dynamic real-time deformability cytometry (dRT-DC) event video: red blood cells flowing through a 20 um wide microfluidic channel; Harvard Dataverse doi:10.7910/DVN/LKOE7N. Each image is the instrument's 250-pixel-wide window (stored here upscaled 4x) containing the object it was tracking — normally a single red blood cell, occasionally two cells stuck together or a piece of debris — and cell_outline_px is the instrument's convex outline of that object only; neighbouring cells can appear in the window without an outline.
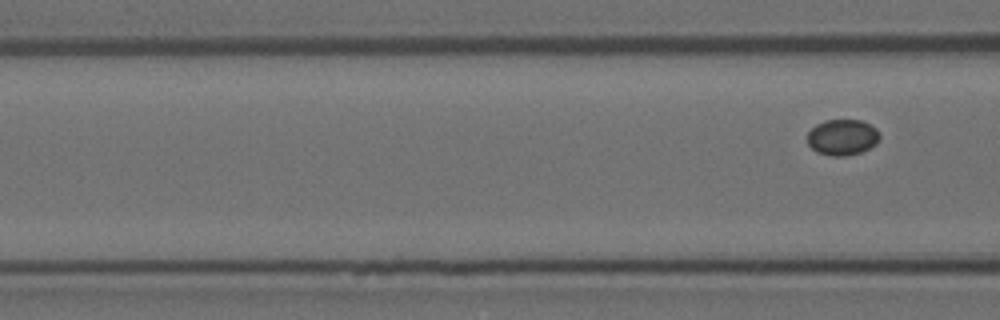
{"species": "Egyptian fruit bat (a non-hibernating species)", "species_latin": "Rousettus aegyptiacus", "temperature_condition": "room temperature", "stored_images_in_passage": 4, "camera_frame_rate_fps": 3000, "um_per_image_px": 0.085, "animal": {"sex": "female"}, "frame": {"image": 1, "passage_image": 4, "time_ms": 1.0, "image_size_px": [1000, 320], "cell_outline_px": [[880, 136], [876, 144], [860, 152], [844, 156], [832, 156], [816, 152], [808, 144], [808, 132], [816, 124], [824, 120], [860, 120], [876, 128]], "centroid_in_image_um": [71.58, 11.66], "position_along_channel_um": 95.0, "area_um2": 15.03}}